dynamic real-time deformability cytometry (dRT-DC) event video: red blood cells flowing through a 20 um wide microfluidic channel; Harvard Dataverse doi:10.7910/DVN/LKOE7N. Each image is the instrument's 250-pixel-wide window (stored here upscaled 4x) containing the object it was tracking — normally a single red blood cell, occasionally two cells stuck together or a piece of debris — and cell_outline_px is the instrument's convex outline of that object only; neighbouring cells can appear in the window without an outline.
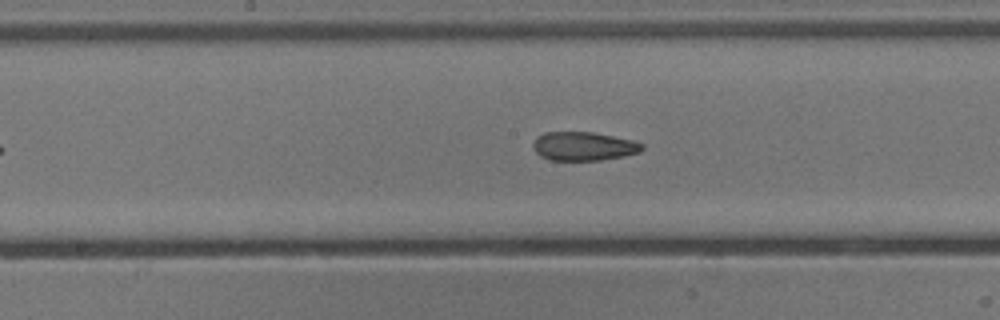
{"species": "common noctule bat (a hibernating species)", "species_latin": "Nyctalus noctula", "temperature_condition": "cold", "stored_images_in_passage": 15, "camera_frame_rate_fps": 3000, "um_per_image_px": 0.085, "animal": {"sex": "male", "body_mass_g": 13.3}, "frame": {"image": 1, "passage_image": 13, "time_ms": 4.0, "image_size_px": [1000, 320], "cell_outline_px": [[644, 148], [640, 152], [624, 156], [600, 160], [548, 160], [540, 156], [532, 148], [532, 144], [536, 136], [544, 132], [592, 132], [632, 140], [644, 144]], "centroid_in_image_um": [49.57, 12.43], "position_along_channel_um": 198.6, "area_um2": 18.38}}